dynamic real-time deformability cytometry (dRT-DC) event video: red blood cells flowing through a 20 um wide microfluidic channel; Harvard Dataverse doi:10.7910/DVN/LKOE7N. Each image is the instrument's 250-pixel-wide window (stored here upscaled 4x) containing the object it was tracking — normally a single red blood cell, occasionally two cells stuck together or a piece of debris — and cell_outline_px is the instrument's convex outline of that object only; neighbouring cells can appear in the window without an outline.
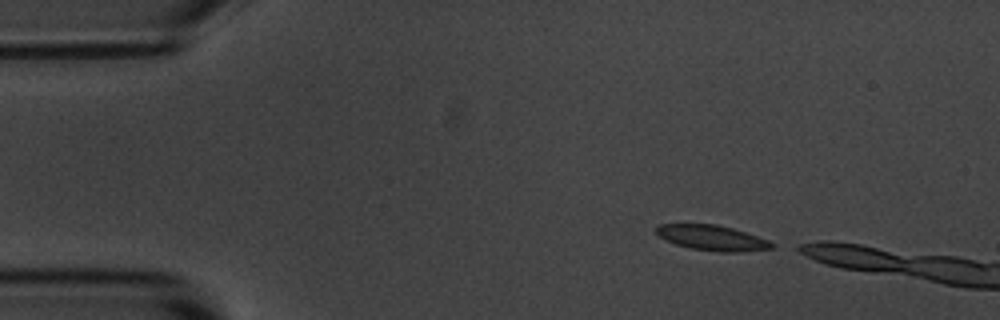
{"species": "common noctule bat (a hibernating species)", "species_latin": "Nyctalus noctula", "temperature_condition": "room temperature", "stored_images_in_passage": 3, "camera_frame_rate_fps": 3000, "um_per_image_px": 0.085, "animal": {"sex": "male", "body_mass_g": 20.1, "forearm_length_mm": 53.5}, "frame": {"image": 1, "passage_image": 1, "time_ms": 0.0, "image_size_px": [1000, 320], "cell_outline_px": [[776, 248], [736, 252], [720, 252], [692, 248], [676, 244], [664, 240], [656, 232], [656, 224], [716, 224], [732, 228], [768, 240], [776, 244]], "centroid_in_image_um": [60.54, 20.21], "position_along_channel_um": 24.5, "area_um2": 16.94}}